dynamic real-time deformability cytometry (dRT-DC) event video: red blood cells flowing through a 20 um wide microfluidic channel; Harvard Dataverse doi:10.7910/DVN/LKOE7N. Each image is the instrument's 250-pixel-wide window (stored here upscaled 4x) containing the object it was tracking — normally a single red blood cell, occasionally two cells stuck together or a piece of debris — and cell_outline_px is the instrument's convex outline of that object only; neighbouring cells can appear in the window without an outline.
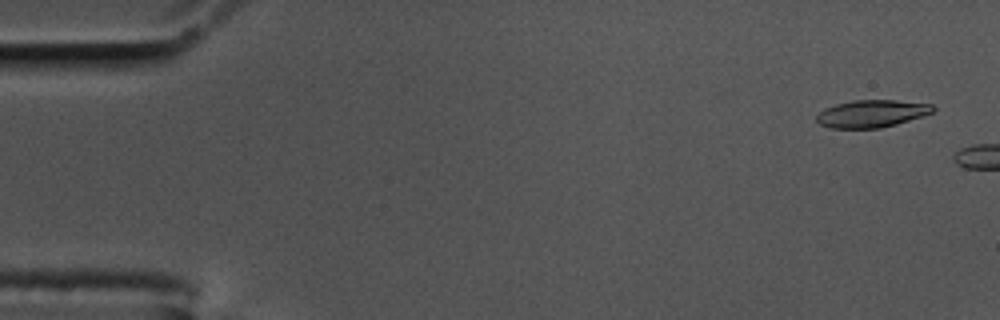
{"species": "common noctule bat (a hibernating species)", "species_latin": "Nyctalus noctula", "temperature_condition": "cold", "stored_images_in_passage": 7, "camera_frame_rate_fps": 3000, "um_per_image_px": 0.085, "animal": {"sex": "male", "body_mass_g": 17.5, "forearm_length_mm": 52.3}, "frame": {"image": 1, "passage_image": 3, "time_ms": 0.667, "image_size_px": [1000, 320], "cell_outline_px": [[936, 108], [932, 112], [924, 116], [896, 124], [880, 128], [832, 128], [820, 124], [816, 120], [816, 116], [824, 108], [836, 104], [852, 100], [896, 100], [932, 104]], "centroid_in_image_um": [74.11, 9.65], "position_along_channel_um": 10.9, "area_um2": 18.61}}